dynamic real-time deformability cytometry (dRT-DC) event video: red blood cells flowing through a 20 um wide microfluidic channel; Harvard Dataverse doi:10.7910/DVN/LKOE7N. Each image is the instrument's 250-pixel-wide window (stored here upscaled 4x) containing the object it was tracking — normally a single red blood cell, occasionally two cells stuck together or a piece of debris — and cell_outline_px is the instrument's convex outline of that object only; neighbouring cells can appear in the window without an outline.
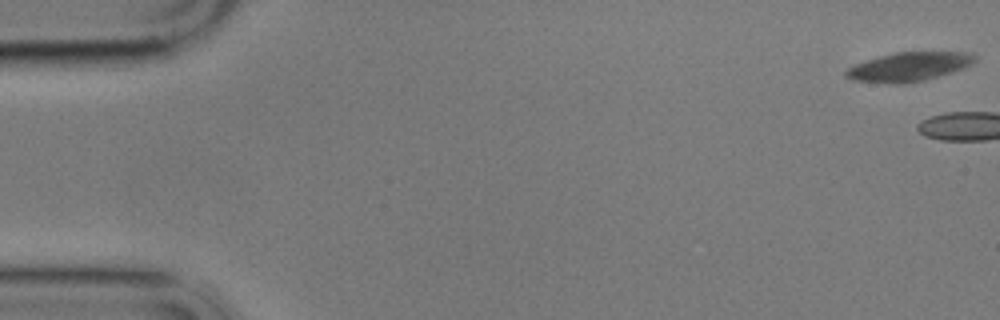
{"species": "common noctule bat (a hibernating species)", "species_latin": "Nyctalus noctula", "temperature_condition": "cold", "stored_images_in_passage": 4, "camera_frame_rate_fps": 3000, "um_per_image_px": 0.085, "animal": {"sex": "male", "body_mass_g": 17.9}, "frame": {"image": 1, "passage_image": 1, "time_ms": 0.0, "image_size_px": [1000, 320], "cell_outline_px": [[976, 60], [972, 64], [964, 68], [952, 72], [924, 80], [904, 84], [892, 84], [852, 80], [844, 76], [844, 72], [848, 68], [856, 64], [880, 56], [896, 52], [968, 52], [976, 56]], "centroid_in_image_um": [77.26, 5.68], "position_along_channel_um": 7.7, "area_um2": 21.73}}